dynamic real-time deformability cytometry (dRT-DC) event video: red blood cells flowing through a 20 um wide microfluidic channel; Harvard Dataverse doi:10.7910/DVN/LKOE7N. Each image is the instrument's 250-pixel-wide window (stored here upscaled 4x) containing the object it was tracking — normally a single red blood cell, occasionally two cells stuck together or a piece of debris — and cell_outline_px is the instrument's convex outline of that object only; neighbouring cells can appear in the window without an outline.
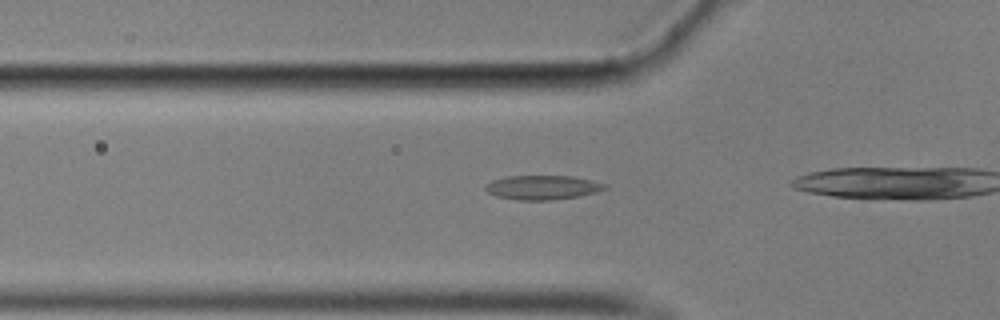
{"species": "common noctule bat (a hibernating species)", "species_latin": "Nyctalus noctula", "temperature_condition": "cold", "stored_images_in_passage": 31, "camera_frame_rate_fps": 3000, "um_per_image_px": 0.085, "animal": {"sex": "male", "body_mass_g": 17.9}, "frame": {"image": 1, "passage_image": 15, "time_ms": 4.667, "image_size_px": [1000, 320], "cell_outline_px": [[608, 188], [596, 192], [580, 196], [552, 200], [516, 200], [496, 196], [488, 192], [484, 188], [484, 184], [492, 180], [508, 176], [572, 176], [592, 180], [604, 184]], "centroid_in_image_um": [46.09, 15.93], "position_along_channel_um": 79.7, "area_um2": 16.94}}
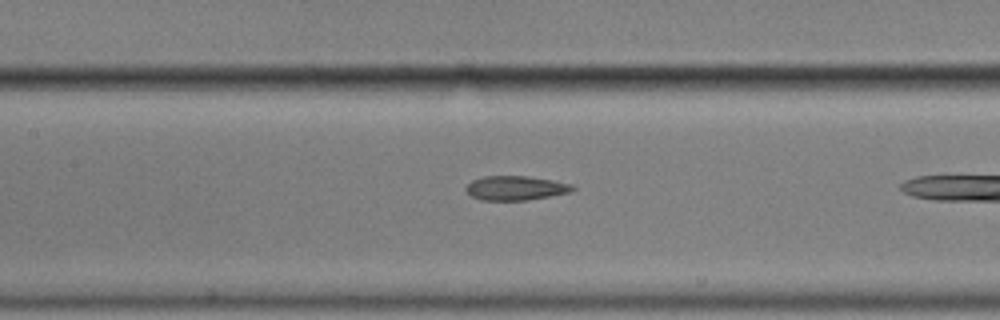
{"frame": {"image": 2, "passage_image": 22, "time_ms": 7.0, "image_size_px": [1000, 320], "cell_outline_px": [[576, 188], [568, 192], [528, 200], [480, 200], [472, 196], [464, 188], [472, 180], [484, 176], [528, 176], [552, 180], [572, 184]], "centroid_in_image_um": [43.8, 15.98], "position_along_channel_um": 163.6, "area_um2": 14.97}}
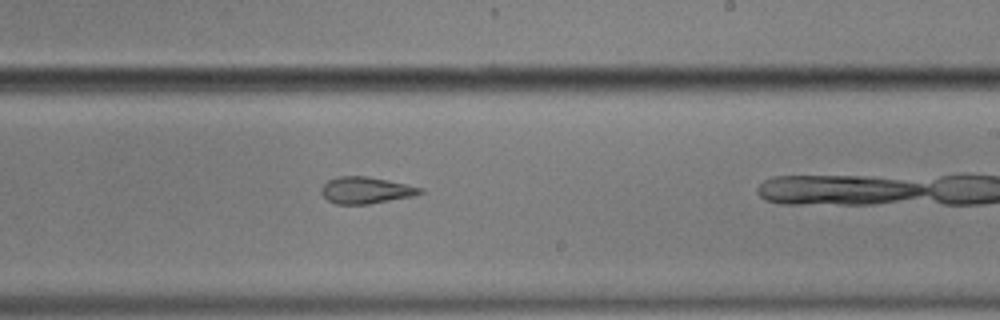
{"frame": {"image": 3, "passage_image": 30, "time_ms": 9.667, "image_size_px": [1000, 320], "cell_outline_px": [[424, 192], [412, 196], [368, 204], [336, 204], [328, 200], [320, 192], [320, 188], [328, 180], [340, 176], [368, 176], [388, 180], [424, 188]], "centroid_in_image_um": [31.09, 16.16], "position_along_channel_um": 257.9, "area_um2": 15.32}}